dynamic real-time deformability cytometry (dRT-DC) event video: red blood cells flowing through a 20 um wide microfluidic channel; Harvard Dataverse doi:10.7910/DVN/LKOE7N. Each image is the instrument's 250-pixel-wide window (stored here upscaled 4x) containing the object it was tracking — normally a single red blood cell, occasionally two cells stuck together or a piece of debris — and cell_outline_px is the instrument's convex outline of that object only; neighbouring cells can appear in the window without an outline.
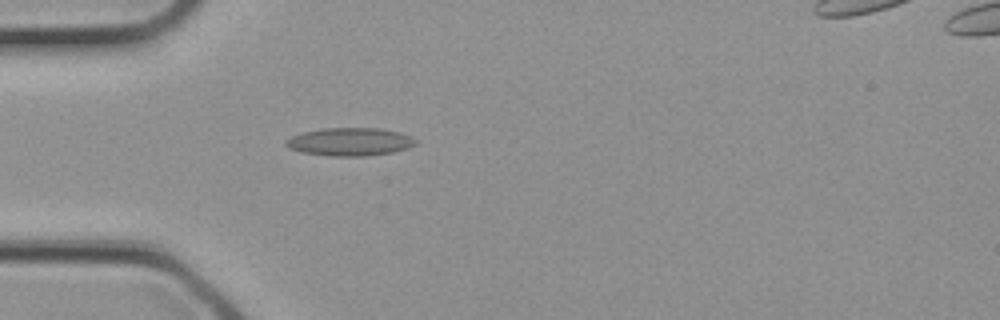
{"species": "common noctule bat (a hibernating species)", "species_latin": "Nyctalus noctula", "temperature_condition": "cold", "stored_images_in_passage": 3, "camera_frame_rate_fps": 3000, "um_per_image_px": 0.085, "animal": {"sex": "female", "body_mass_g": 21.9}, "frame": {"image": 1, "passage_image": 2, "time_ms": 0.333, "image_size_px": [1000, 320], "cell_outline_px": [[416, 144], [408, 148], [392, 152], [368, 156], [328, 156], [300, 152], [288, 148], [284, 144], [284, 140], [292, 136], [304, 132], [324, 128], [380, 128], [400, 132], [412, 136], [416, 140]], "centroid_in_image_um": [29.73, 12.05], "position_along_channel_um": 55.3, "area_um2": 21.39}}